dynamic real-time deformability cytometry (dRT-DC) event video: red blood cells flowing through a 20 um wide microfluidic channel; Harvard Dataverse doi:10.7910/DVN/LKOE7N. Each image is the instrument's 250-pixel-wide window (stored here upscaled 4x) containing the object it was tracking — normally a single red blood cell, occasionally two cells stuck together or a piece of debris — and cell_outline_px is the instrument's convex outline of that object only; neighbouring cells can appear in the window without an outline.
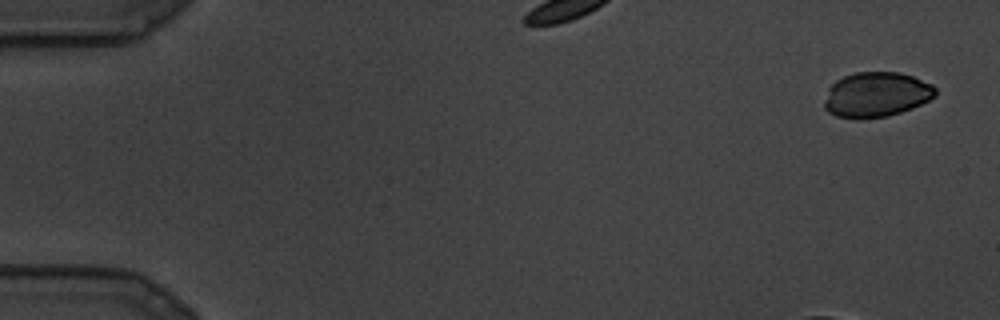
{"species": "common noctule bat (a hibernating species)", "species_latin": "Nyctalus noctula", "temperature_condition": "cold", "stored_images_in_passage": 26, "camera_frame_rate_fps": 3000, "um_per_image_px": 0.085, "animal": {"sex": "male", "body_mass_g": 19.5, "forearm_length_mm": 54.6}, "frame": {"image": 1, "passage_image": 1, "time_ms": 0.0, "image_size_px": [1000, 320], "cell_outline_px": [[936, 96], [912, 108], [888, 116], [860, 120], [856, 120], [836, 116], [828, 112], [824, 108], [824, 100], [828, 88], [836, 80], [844, 76], [856, 72], [900, 72], [912, 76], [932, 84], [936, 88]], "centroid_in_image_um": [74.46, 8.05], "position_along_channel_um": 10.5, "area_um2": 29.42}}